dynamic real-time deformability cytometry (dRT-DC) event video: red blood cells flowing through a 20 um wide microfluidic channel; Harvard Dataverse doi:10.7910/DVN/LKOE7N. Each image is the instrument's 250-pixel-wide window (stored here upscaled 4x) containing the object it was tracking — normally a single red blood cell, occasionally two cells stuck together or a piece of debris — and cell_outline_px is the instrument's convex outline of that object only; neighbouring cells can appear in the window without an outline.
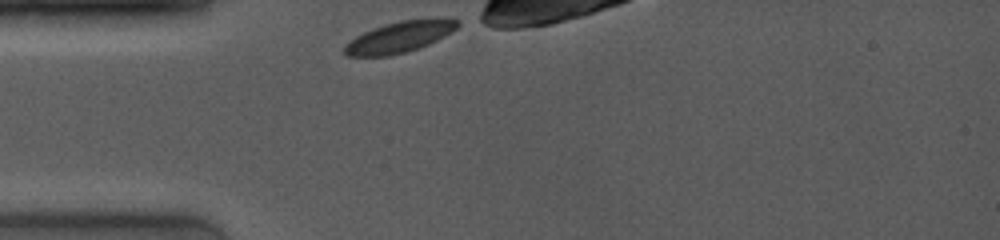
{"species": "common noctule bat (a hibernating species)", "species_latin": "Nyctalus noctula", "temperature_condition": "room temperature", "stored_images_in_passage": 15, "camera_frame_rate_fps": 4000, "um_per_image_px": 0.085, "animal": {"sex": "female", "body_mass_g": 19.0, "forearm_length_mm": 53.3}, "frame": {"image": 1, "passage_image": 1, "time_ms": 0.0, "image_size_px": [1000, 240], "cell_outline_px": [[460, 24], [456, 28], [444, 36], [428, 44], [404, 52], [388, 56], [348, 56], [344, 52], [344, 44], [348, 40], [372, 28], [384, 24], [400, 20], [436, 16], [456, 20]], "centroid_in_image_um": [33.95, 3.11], "position_along_channel_um": 51.1, "area_um2": 20.63}}
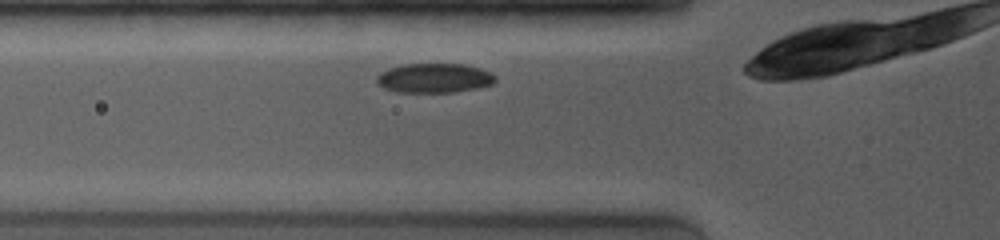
{"frame": {"image": 2, "passage_image": 11, "time_ms": 1.25, "image_size_px": [1000, 240], "cell_outline_px": [[496, 80], [492, 84], [476, 88], [456, 92], [396, 92], [384, 88], [376, 80], [376, 76], [380, 72], [388, 68], [404, 64], [464, 64], [480, 68], [496, 76]], "centroid_in_image_um": [36.9, 6.63], "position_along_channel_um": 88.9, "area_um2": 20.35}}